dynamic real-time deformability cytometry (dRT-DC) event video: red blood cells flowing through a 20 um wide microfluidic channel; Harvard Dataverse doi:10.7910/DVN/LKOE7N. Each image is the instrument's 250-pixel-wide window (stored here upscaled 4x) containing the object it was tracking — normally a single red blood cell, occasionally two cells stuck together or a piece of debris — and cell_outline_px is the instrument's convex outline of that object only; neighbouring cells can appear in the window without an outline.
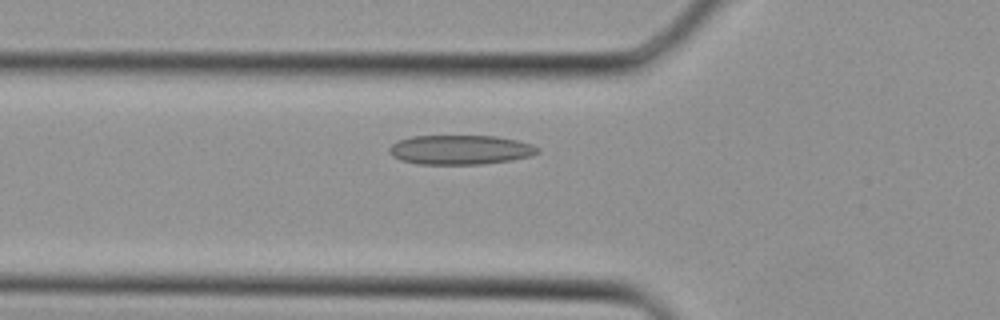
{"species": "Egyptian fruit bat (a non-hibernating species)", "species_latin": "Rousettus aegyptiacus", "temperature_condition": "cold", "stored_images_in_passage": 28, "camera_frame_rate_fps": 3000, "um_per_image_px": 0.085, "animal": {"sex": "female"}, "frame": {"image": 1, "passage_image": 6, "time_ms": 1.667, "image_size_px": [1000, 320], "cell_outline_px": [[540, 152], [532, 156], [512, 160], [480, 164], [416, 164], [400, 160], [392, 156], [388, 152], [388, 148], [396, 140], [412, 136], [496, 136], [516, 140], [532, 144], [540, 148]], "centroid_in_image_um": [39.11, 12.73], "position_along_channel_um": 86.7, "area_um2": 25.72}}
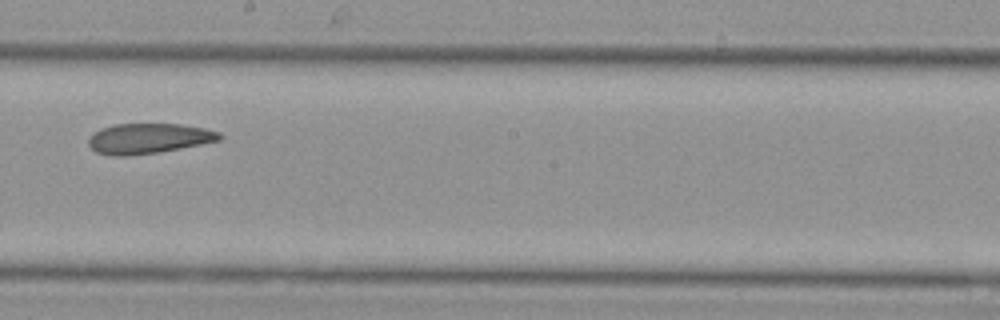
{"frame": {"image": 2, "passage_image": 14, "time_ms": 4.333, "image_size_px": [1000, 320], "cell_outline_px": [[224, 136], [220, 140], [160, 152], [132, 156], [112, 156], [96, 152], [88, 144], [88, 140], [92, 132], [100, 128], [116, 124], [180, 124], [204, 128], [220, 132]], "centroid_in_image_um": [12.6, 11.77], "position_along_channel_um": 235.6, "area_um2": 23.24}}
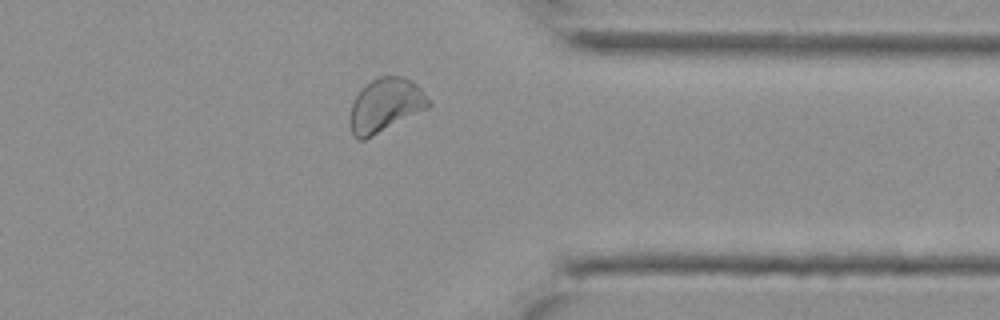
{"frame": {"image": 3, "passage_image": 22, "time_ms": 7.0, "image_size_px": [1000, 320], "cell_outline_px": [[432, 104], [428, 108], [364, 140], [356, 140], [352, 136], [348, 124], [348, 116], [352, 104], [360, 88], [364, 84], [380, 76], [404, 76], [416, 84], [420, 88]], "centroid_in_image_um": [32.7, 8.95], "position_along_channel_um": 378.7, "area_um2": 24.85}}